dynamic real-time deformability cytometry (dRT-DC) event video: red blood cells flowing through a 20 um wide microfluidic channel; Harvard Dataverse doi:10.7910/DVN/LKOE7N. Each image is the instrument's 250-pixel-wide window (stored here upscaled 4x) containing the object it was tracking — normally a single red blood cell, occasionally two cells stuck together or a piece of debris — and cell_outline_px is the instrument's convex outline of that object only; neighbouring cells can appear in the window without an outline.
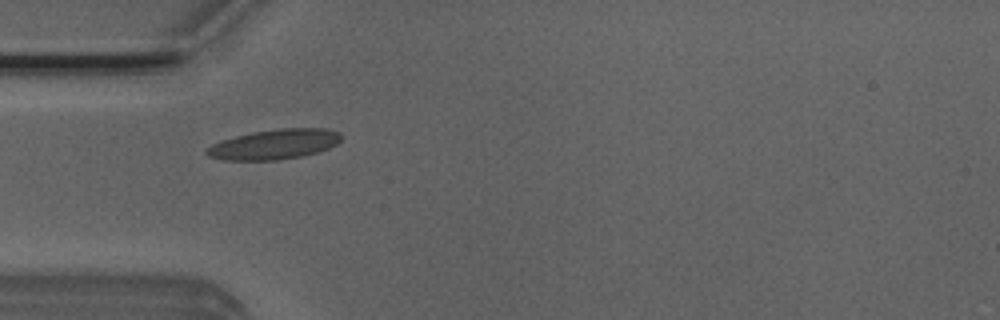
{"species": "Egyptian fruit bat (a non-hibernating species)", "species_latin": "Rousettus aegyptiacus", "temperature_condition": "room temperature", "stored_images_in_passage": 5, "camera_frame_rate_fps": 3000, "um_per_image_px": 0.085, "animal": {"sex": "male"}, "frame": {"image": 1, "passage_image": 1, "time_ms": 0.0, "image_size_px": [1000, 320], "cell_outline_px": [[340, 140], [336, 144], [328, 148], [316, 152], [300, 156], [276, 160], [224, 160], [208, 156], [204, 152], [204, 148], [220, 140], [252, 132], [280, 128], [324, 128], [340, 132]], "centroid_in_image_um": [23.26, 12.26], "position_along_channel_um": 61.7, "area_um2": 23.47}}
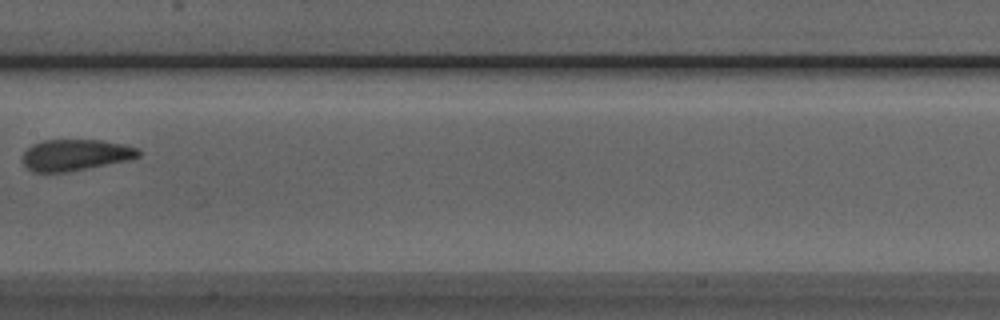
{"frame": {"image": 2, "passage_image": 4, "time_ms": 1.0, "image_size_px": [1000, 320], "cell_outline_px": [[140, 156], [128, 160], [68, 172], [32, 172], [24, 164], [24, 152], [32, 144], [44, 140], [100, 140], [124, 144], [140, 148]], "centroid_in_image_um": [6.44, 13.17], "position_along_channel_um": 201.0, "area_um2": 21.1}}
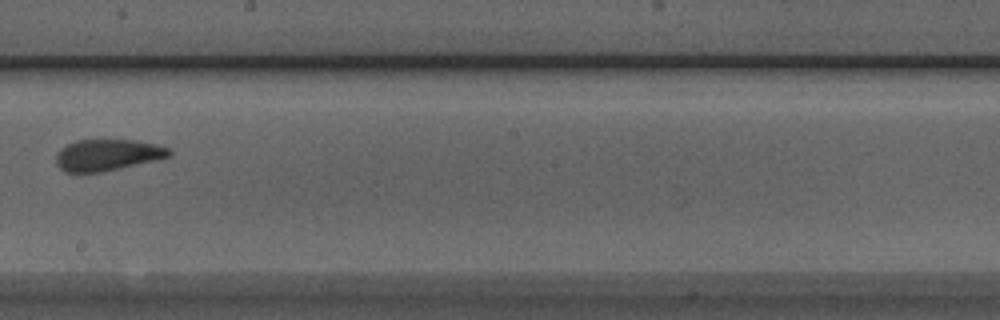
{"frame": {"image": 3, "passage_image": 5, "time_ms": 1.333, "image_size_px": [1000, 320], "cell_outline_px": [[172, 156], [160, 160], [100, 172], [64, 172], [56, 164], [56, 152], [60, 148], [76, 140], [136, 140], [156, 144], [172, 148]], "centroid_in_image_um": [9.18, 13.17], "position_along_channel_um": 239.0, "area_um2": 21.04}}